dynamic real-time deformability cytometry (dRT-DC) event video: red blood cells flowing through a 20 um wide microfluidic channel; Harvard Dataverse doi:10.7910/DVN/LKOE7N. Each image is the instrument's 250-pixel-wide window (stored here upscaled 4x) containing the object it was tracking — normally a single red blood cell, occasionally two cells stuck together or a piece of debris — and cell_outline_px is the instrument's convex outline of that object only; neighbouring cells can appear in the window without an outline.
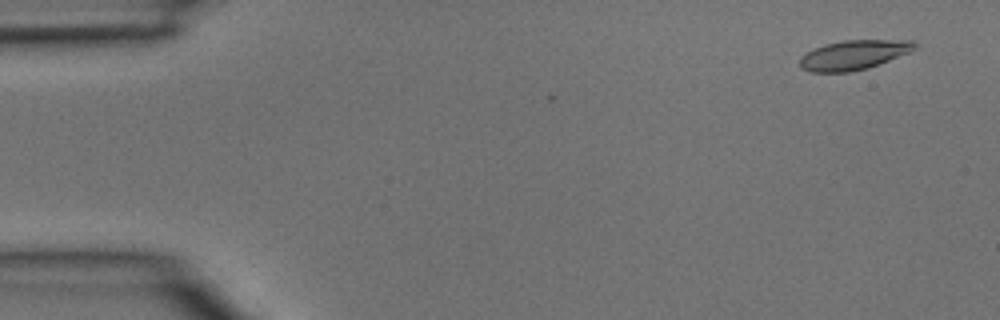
{"species": "common noctule bat (a hibernating species)", "species_latin": "Nyctalus noctula", "temperature_condition": "room temperature", "stored_images_in_passage": 4, "camera_frame_rate_fps": 3000, "um_per_image_px": 0.085, "animal": {"sex": "male", "body_mass_g": 15.6}, "frame": {"image": 1, "passage_image": 1, "time_ms": 0.0, "image_size_px": [1000, 320], "cell_outline_px": [[916, 48], [908, 52], [868, 68], [848, 72], [812, 72], [800, 68], [800, 56], [816, 48], [828, 44], [844, 40], [916, 40]], "centroid_in_image_um": [72.56, 4.67], "position_along_channel_um": 12.4, "area_um2": 19.48}}